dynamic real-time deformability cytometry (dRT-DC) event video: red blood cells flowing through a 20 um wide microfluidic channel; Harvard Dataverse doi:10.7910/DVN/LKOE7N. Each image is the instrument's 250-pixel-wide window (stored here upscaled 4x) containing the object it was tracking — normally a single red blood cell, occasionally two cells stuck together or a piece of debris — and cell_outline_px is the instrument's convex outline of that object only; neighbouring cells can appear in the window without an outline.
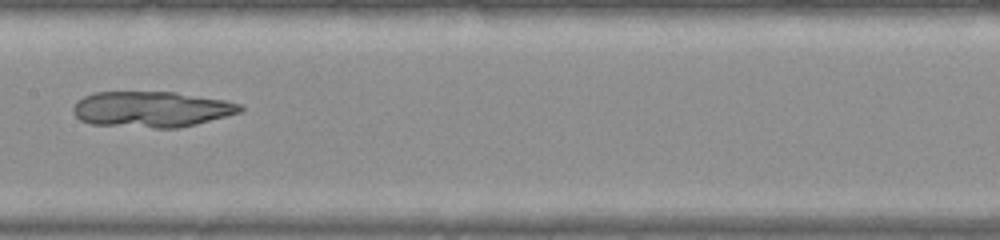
{"species": "common noctule bat (a hibernating species)", "species_latin": "Nyctalus noctula", "temperature_condition": "warm", "stored_images_in_passage": 52, "camera_frame_rate_fps": 3000, "um_per_image_px": 0.085, "animal": {"sex": "female", "body_mass_g": 22.0, "forearm_length_mm": 56.7}, "frame": {"image": 1, "passage_image": 26, "time_ms": 8.333, "image_size_px": [1000, 240], "cell_outline_px": [[244, 108], [240, 112], [196, 124], [180, 128], [156, 128], [92, 124], [80, 120], [72, 112], [72, 108], [84, 96], [92, 92], [176, 92], [224, 100], [240, 104]], "centroid_in_image_um": [12.87, 9.29], "position_along_channel_um": 194.5, "area_um2": 34.74}}
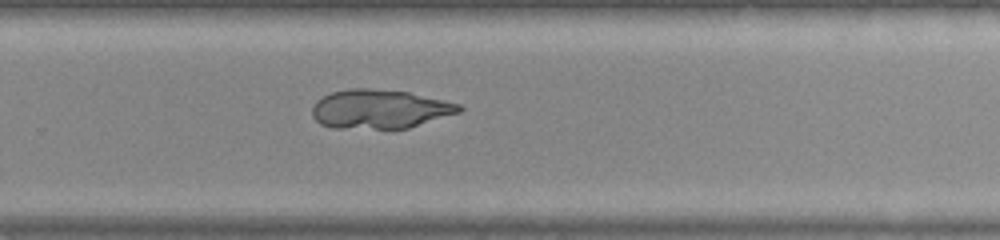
{"frame": {"image": 2, "passage_image": 34, "time_ms": 11.0, "image_size_px": [1000, 240], "cell_outline_px": [[464, 108], [460, 112], [408, 128], [332, 128], [320, 124], [312, 116], [312, 108], [316, 100], [332, 92], [352, 88], [368, 88], [408, 92], [444, 100], [460, 104]], "centroid_in_image_um": [32.26, 9.27], "position_along_channel_um": 297.5, "area_um2": 33.29}}
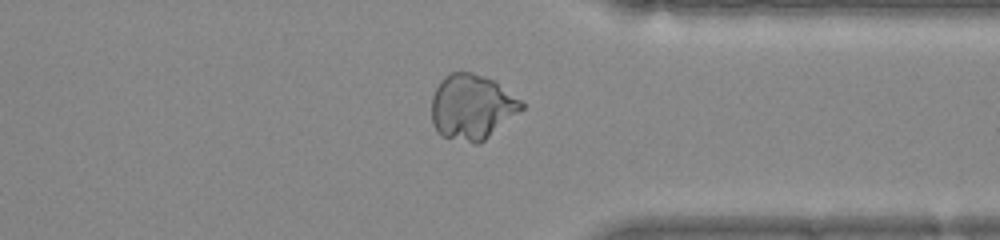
{"frame": {"image": 3, "passage_image": 40, "time_ms": 13.0, "image_size_px": [1000, 240], "cell_outline_px": [[524, 108], [480, 144], [476, 144], [440, 136], [436, 132], [432, 124], [432, 96], [440, 80], [444, 76], [452, 72], [472, 72], [484, 76], [492, 80], [520, 100], [524, 104]], "centroid_in_image_um": [40.07, 9.11], "position_along_channel_um": 371.3, "area_um2": 34.1}}